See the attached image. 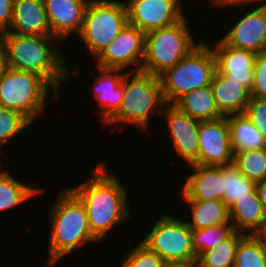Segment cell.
<instances>
[{"instance_id": "6da1fadb", "label": "cell", "mask_w": 266, "mask_h": 267, "mask_svg": "<svg viewBox=\"0 0 266 267\" xmlns=\"http://www.w3.org/2000/svg\"><path fill=\"white\" fill-rule=\"evenodd\" d=\"M106 164L105 161L98 163L89 178L68 187L85 206L91 233L99 244L119 224L133 217L128 202L131 190L123 185L118 172L109 171Z\"/></svg>"}, {"instance_id": "7a4b0ae2", "label": "cell", "mask_w": 266, "mask_h": 267, "mask_svg": "<svg viewBox=\"0 0 266 267\" xmlns=\"http://www.w3.org/2000/svg\"><path fill=\"white\" fill-rule=\"evenodd\" d=\"M0 35L6 49L8 67L42 76L60 95L62 85L69 82L71 76L80 75L77 69L71 71L69 68L67 63L71 62L60 49L58 44L62 42L58 38L9 31Z\"/></svg>"}, {"instance_id": "3957f363", "label": "cell", "mask_w": 266, "mask_h": 267, "mask_svg": "<svg viewBox=\"0 0 266 267\" xmlns=\"http://www.w3.org/2000/svg\"><path fill=\"white\" fill-rule=\"evenodd\" d=\"M56 192L58 194L48 212L50 238L47 267H54L68 254L82 250L84 245L98 246L99 242L91 233L85 206L79 198L68 187Z\"/></svg>"}, {"instance_id": "277c9868", "label": "cell", "mask_w": 266, "mask_h": 267, "mask_svg": "<svg viewBox=\"0 0 266 267\" xmlns=\"http://www.w3.org/2000/svg\"><path fill=\"white\" fill-rule=\"evenodd\" d=\"M166 105L159 76L128 71L123 77L122 103L104 125L111 129L114 125H133L137 131L146 132L150 129L151 117L157 114L159 118Z\"/></svg>"}, {"instance_id": "5b68a950", "label": "cell", "mask_w": 266, "mask_h": 267, "mask_svg": "<svg viewBox=\"0 0 266 267\" xmlns=\"http://www.w3.org/2000/svg\"><path fill=\"white\" fill-rule=\"evenodd\" d=\"M59 96L60 94L36 73L8 68L0 77V105L18 111L33 125L47 113L48 97L55 103Z\"/></svg>"}, {"instance_id": "8992f818", "label": "cell", "mask_w": 266, "mask_h": 267, "mask_svg": "<svg viewBox=\"0 0 266 267\" xmlns=\"http://www.w3.org/2000/svg\"><path fill=\"white\" fill-rule=\"evenodd\" d=\"M186 13L178 22L145 34V55L141 71L159 76L166 69L186 57L204 38L197 40V34ZM188 20V21H187ZM191 26V27H190ZM197 40V41H196Z\"/></svg>"}, {"instance_id": "52a82bcc", "label": "cell", "mask_w": 266, "mask_h": 267, "mask_svg": "<svg viewBox=\"0 0 266 267\" xmlns=\"http://www.w3.org/2000/svg\"><path fill=\"white\" fill-rule=\"evenodd\" d=\"M205 39L181 61L159 75L167 104H174L185 93L211 84L216 60L209 40Z\"/></svg>"}, {"instance_id": "ba28073f", "label": "cell", "mask_w": 266, "mask_h": 267, "mask_svg": "<svg viewBox=\"0 0 266 267\" xmlns=\"http://www.w3.org/2000/svg\"><path fill=\"white\" fill-rule=\"evenodd\" d=\"M170 213L168 210L161 212L141 242L156 252L166 264L194 267L197 255L193 251L192 230L184 218Z\"/></svg>"}, {"instance_id": "9c48e42d", "label": "cell", "mask_w": 266, "mask_h": 267, "mask_svg": "<svg viewBox=\"0 0 266 267\" xmlns=\"http://www.w3.org/2000/svg\"><path fill=\"white\" fill-rule=\"evenodd\" d=\"M128 23L125 0H90L79 40L94 60ZM93 56V57H92ZM93 58V59H92Z\"/></svg>"}, {"instance_id": "30bf717a", "label": "cell", "mask_w": 266, "mask_h": 267, "mask_svg": "<svg viewBox=\"0 0 266 267\" xmlns=\"http://www.w3.org/2000/svg\"><path fill=\"white\" fill-rule=\"evenodd\" d=\"M145 34L137 26L127 23L94 59V66L127 72L141 71L145 55Z\"/></svg>"}, {"instance_id": "8fae6325", "label": "cell", "mask_w": 266, "mask_h": 267, "mask_svg": "<svg viewBox=\"0 0 266 267\" xmlns=\"http://www.w3.org/2000/svg\"><path fill=\"white\" fill-rule=\"evenodd\" d=\"M125 4L128 23L147 33L178 22L186 14L187 1L126 0Z\"/></svg>"}, {"instance_id": "7c38bea8", "label": "cell", "mask_w": 266, "mask_h": 267, "mask_svg": "<svg viewBox=\"0 0 266 267\" xmlns=\"http://www.w3.org/2000/svg\"><path fill=\"white\" fill-rule=\"evenodd\" d=\"M198 136V158L192 164L223 166L233 163L234 152L227 116L211 121H201Z\"/></svg>"}, {"instance_id": "4fadbf2b", "label": "cell", "mask_w": 266, "mask_h": 267, "mask_svg": "<svg viewBox=\"0 0 266 267\" xmlns=\"http://www.w3.org/2000/svg\"><path fill=\"white\" fill-rule=\"evenodd\" d=\"M161 116L164 119V126L166 125L167 128L166 133L169 132V140L172 143L173 151L179 160H184L185 166L192 164L198 158V132L201 121L181 112L173 104H167Z\"/></svg>"}, {"instance_id": "5bb4252c", "label": "cell", "mask_w": 266, "mask_h": 267, "mask_svg": "<svg viewBox=\"0 0 266 267\" xmlns=\"http://www.w3.org/2000/svg\"><path fill=\"white\" fill-rule=\"evenodd\" d=\"M247 11V12H246ZM240 14L221 38L230 46L259 54L266 51V7H252ZM244 14V15H243ZM242 15V16H241Z\"/></svg>"}, {"instance_id": "9a60e30c", "label": "cell", "mask_w": 266, "mask_h": 267, "mask_svg": "<svg viewBox=\"0 0 266 267\" xmlns=\"http://www.w3.org/2000/svg\"><path fill=\"white\" fill-rule=\"evenodd\" d=\"M210 46L215 56L216 70L250 91L254 82V62L257 54L232 47L219 37L216 43L214 41V46L213 43Z\"/></svg>"}, {"instance_id": "2e32d148", "label": "cell", "mask_w": 266, "mask_h": 267, "mask_svg": "<svg viewBox=\"0 0 266 267\" xmlns=\"http://www.w3.org/2000/svg\"><path fill=\"white\" fill-rule=\"evenodd\" d=\"M90 0H44L52 36L60 42L80 34ZM70 36V37H69Z\"/></svg>"}, {"instance_id": "e0dca14e", "label": "cell", "mask_w": 266, "mask_h": 267, "mask_svg": "<svg viewBox=\"0 0 266 267\" xmlns=\"http://www.w3.org/2000/svg\"><path fill=\"white\" fill-rule=\"evenodd\" d=\"M185 183L179 190L181 200L223 201V166L187 165ZM191 173V174H190Z\"/></svg>"}, {"instance_id": "ac0fdd59", "label": "cell", "mask_w": 266, "mask_h": 267, "mask_svg": "<svg viewBox=\"0 0 266 267\" xmlns=\"http://www.w3.org/2000/svg\"><path fill=\"white\" fill-rule=\"evenodd\" d=\"M94 82L90 91L98 101L96 113L99 120L105 124L119 109L123 99V77L127 73L121 69H103L96 67Z\"/></svg>"}, {"instance_id": "d6986e66", "label": "cell", "mask_w": 266, "mask_h": 267, "mask_svg": "<svg viewBox=\"0 0 266 267\" xmlns=\"http://www.w3.org/2000/svg\"><path fill=\"white\" fill-rule=\"evenodd\" d=\"M9 32L52 36L44 0H14Z\"/></svg>"}, {"instance_id": "ffe728a7", "label": "cell", "mask_w": 266, "mask_h": 267, "mask_svg": "<svg viewBox=\"0 0 266 267\" xmlns=\"http://www.w3.org/2000/svg\"><path fill=\"white\" fill-rule=\"evenodd\" d=\"M210 87L215 105L223 116L244 113L251 98L250 91L245 86L232 81L216 70Z\"/></svg>"}, {"instance_id": "44dd1931", "label": "cell", "mask_w": 266, "mask_h": 267, "mask_svg": "<svg viewBox=\"0 0 266 267\" xmlns=\"http://www.w3.org/2000/svg\"><path fill=\"white\" fill-rule=\"evenodd\" d=\"M230 222L237 232L257 235L264 226L266 214L257 190L252 196H243L229 207Z\"/></svg>"}, {"instance_id": "7402d4cb", "label": "cell", "mask_w": 266, "mask_h": 267, "mask_svg": "<svg viewBox=\"0 0 266 267\" xmlns=\"http://www.w3.org/2000/svg\"><path fill=\"white\" fill-rule=\"evenodd\" d=\"M188 206L185 218L191 230L204 229L207 227L232 224L230 222L229 207L221 200H179ZM191 213V214H190ZM187 219V220H186Z\"/></svg>"}, {"instance_id": "603a6c76", "label": "cell", "mask_w": 266, "mask_h": 267, "mask_svg": "<svg viewBox=\"0 0 266 267\" xmlns=\"http://www.w3.org/2000/svg\"><path fill=\"white\" fill-rule=\"evenodd\" d=\"M0 160V213L9 210L13 211L15 207H21L22 204H26L28 200H32L33 197H38L40 194H43L42 189L37 186L34 187L30 184L23 183L19 181L8 171L6 168L3 169L4 163Z\"/></svg>"}, {"instance_id": "cb8c5ba5", "label": "cell", "mask_w": 266, "mask_h": 267, "mask_svg": "<svg viewBox=\"0 0 266 267\" xmlns=\"http://www.w3.org/2000/svg\"><path fill=\"white\" fill-rule=\"evenodd\" d=\"M173 105L199 121H211L223 117L215 105L210 85L185 93Z\"/></svg>"}, {"instance_id": "d4e9b609", "label": "cell", "mask_w": 266, "mask_h": 267, "mask_svg": "<svg viewBox=\"0 0 266 267\" xmlns=\"http://www.w3.org/2000/svg\"><path fill=\"white\" fill-rule=\"evenodd\" d=\"M233 152L266 148V138L244 113L227 116Z\"/></svg>"}, {"instance_id": "484cf974", "label": "cell", "mask_w": 266, "mask_h": 267, "mask_svg": "<svg viewBox=\"0 0 266 267\" xmlns=\"http://www.w3.org/2000/svg\"><path fill=\"white\" fill-rule=\"evenodd\" d=\"M245 235L234 231L226 240L197 255L194 267H234L237 246Z\"/></svg>"}, {"instance_id": "4316f807", "label": "cell", "mask_w": 266, "mask_h": 267, "mask_svg": "<svg viewBox=\"0 0 266 267\" xmlns=\"http://www.w3.org/2000/svg\"><path fill=\"white\" fill-rule=\"evenodd\" d=\"M256 191V182L242 175L231 163L223 165V202L230 207L243 196H252Z\"/></svg>"}, {"instance_id": "83f0119b", "label": "cell", "mask_w": 266, "mask_h": 267, "mask_svg": "<svg viewBox=\"0 0 266 267\" xmlns=\"http://www.w3.org/2000/svg\"><path fill=\"white\" fill-rule=\"evenodd\" d=\"M234 267H266V243L258 235H245L237 246Z\"/></svg>"}, {"instance_id": "f1b7e54d", "label": "cell", "mask_w": 266, "mask_h": 267, "mask_svg": "<svg viewBox=\"0 0 266 267\" xmlns=\"http://www.w3.org/2000/svg\"><path fill=\"white\" fill-rule=\"evenodd\" d=\"M233 164L256 183L266 179V148L234 152Z\"/></svg>"}, {"instance_id": "f546056e", "label": "cell", "mask_w": 266, "mask_h": 267, "mask_svg": "<svg viewBox=\"0 0 266 267\" xmlns=\"http://www.w3.org/2000/svg\"><path fill=\"white\" fill-rule=\"evenodd\" d=\"M31 125L33 124L18 111L0 105V158L4 153L1 151L4 144L17 140L23 132L31 129Z\"/></svg>"}, {"instance_id": "4dcf8cb0", "label": "cell", "mask_w": 266, "mask_h": 267, "mask_svg": "<svg viewBox=\"0 0 266 267\" xmlns=\"http://www.w3.org/2000/svg\"><path fill=\"white\" fill-rule=\"evenodd\" d=\"M232 224H221L192 230L193 251L199 255L226 240L233 232Z\"/></svg>"}, {"instance_id": "1f68e13d", "label": "cell", "mask_w": 266, "mask_h": 267, "mask_svg": "<svg viewBox=\"0 0 266 267\" xmlns=\"http://www.w3.org/2000/svg\"><path fill=\"white\" fill-rule=\"evenodd\" d=\"M120 267H164L165 262L153 250L149 249L141 241L133 244L128 251L121 256Z\"/></svg>"}, {"instance_id": "d6a6232c", "label": "cell", "mask_w": 266, "mask_h": 267, "mask_svg": "<svg viewBox=\"0 0 266 267\" xmlns=\"http://www.w3.org/2000/svg\"><path fill=\"white\" fill-rule=\"evenodd\" d=\"M244 114L266 138V99L251 97Z\"/></svg>"}, {"instance_id": "836d02e7", "label": "cell", "mask_w": 266, "mask_h": 267, "mask_svg": "<svg viewBox=\"0 0 266 267\" xmlns=\"http://www.w3.org/2000/svg\"><path fill=\"white\" fill-rule=\"evenodd\" d=\"M250 96L266 99V51L256 55L254 82L250 90Z\"/></svg>"}, {"instance_id": "e575fe53", "label": "cell", "mask_w": 266, "mask_h": 267, "mask_svg": "<svg viewBox=\"0 0 266 267\" xmlns=\"http://www.w3.org/2000/svg\"><path fill=\"white\" fill-rule=\"evenodd\" d=\"M13 1L0 0V34L9 30L13 16Z\"/></svg>"}, {"instance_id": "d590c367", "label": "cell", "mask_w": 266, "mask_h": 267, "mask_svg": "<svg viewBox=\"0 0 266 267\" xmlns=\"http://www.w3.org/2000/svg\"><path fill=\"white\" fill-rule=\"evenodd\" d=\"M251 3H252V5H251ZM250 5L252 7H256V5H257V7H263V6H266V0H223L221 4H219L215 7H217V9H220V8L223 9L226 6L224 8V9H226L227 7L229 8L231 6L230 8L233 7V9H234V7L238 8V6H239V7H241V9L244 8L243 10L245 11L247 9V7L251 8Z\"/></svg>"}, {"instance_id": "8d00e7d4", "label": "cell", "mask_w": 266, "mask_h": 267, "mask_svg": "<svg viewBox=\"0 0 266 267\" xmlns=\"http://www.w3.org/2000/svg\"><path fill=\"white\" fill-rule=\"evenodd\" d=\"M8 68L9 67H8L6 49L2 37L0 35V77L7 71Z\"/></svg>"}, {"instance_id": "74e56055", "label": "cell", "mask_w": 266, "mask_h": 267, "mask_svg": "<svg viewBox=\"0 0 266 267\" xmlns=\"http://www.w3.org/2000/svg\"><path fill=\"white\" fill-rule=\"evenodd\" d=\"M256 190L258 192L259 199L266 214V179L256 183Z\"/></svg>"}, {"instance_id": "f35d334b", "label": "cell", "mask_w": 266, "mask_h": 267, "mask_svg": "<svg viewBox=\"0 0 266 267\" xmlns=\"http://www.w3.org/2000/svg\"><path fill=\"white\" fill-rule=\"evenodd\" d=\"M257 235L266 243V221L264 223L263 229Z\"/></svg>"}, {"instance_id": "ab89813d", "label": "cell", "mask_w": 266, "mask_h": 267, "mask_svg": "<svg viewBox=\"0 0 266 267\" xmlns=\"http://www.w3.org/2000/svg\"><path fill=\"white\" fill-rule=\"evenodd\" d=\"M164 267H188V266L182 264H165Z\"/></svg>"}, {"instance_id": "60d3db41", "label": "cell", "mask_w": 266, "mask_h": 267, "mask_svg": "<svg viewBox=\"0 0 266 267\" xmlns=\"http://www.w3.org/2000/svg\"><path fill=\"white\" fill-rule=\"evenodd\" d=\"M210 1H212L210 3L213 4V5H211V7L214 6V8H215V6L221 4L223 0H210Z\"/></svg>"}]
</instances>
